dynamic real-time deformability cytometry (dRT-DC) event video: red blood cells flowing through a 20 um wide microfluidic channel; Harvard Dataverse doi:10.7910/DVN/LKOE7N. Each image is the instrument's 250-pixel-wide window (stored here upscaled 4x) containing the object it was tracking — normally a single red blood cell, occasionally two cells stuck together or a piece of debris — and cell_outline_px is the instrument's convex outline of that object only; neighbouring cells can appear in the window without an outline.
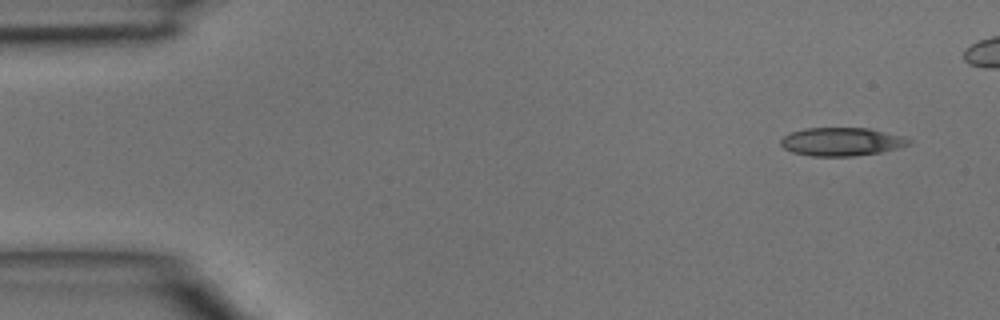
{"species": "common noctule bat (a hibernating species)", "species_latin": "Nyctalus noctula", "temperature_condition": "room temperature", "stored_images_in_passage": 4, "camera_frame_rate_fps": 3000, "um_per_image_px": 0.085, "animal": {"sex": "male", "body_mass_g": 15.6}, "frame": {"image": 1, "passage_image": 1, "time_ms": 0.0, "image_size_px": [1000, 320], "cell_outline_px": [[912, 144], [900, 148], [880, 152], [852, 156], [812, 156], [792, 152], [784, 148], [780, 144], [780, 140], [784, 136], [792, 132], [804, 128], [868, 128], [904, 136], [912, 140]], "centroid_in_image_um": [71.57, 12.04], "position_along_channel_um": 13.4, "area_um2": 21.21}}